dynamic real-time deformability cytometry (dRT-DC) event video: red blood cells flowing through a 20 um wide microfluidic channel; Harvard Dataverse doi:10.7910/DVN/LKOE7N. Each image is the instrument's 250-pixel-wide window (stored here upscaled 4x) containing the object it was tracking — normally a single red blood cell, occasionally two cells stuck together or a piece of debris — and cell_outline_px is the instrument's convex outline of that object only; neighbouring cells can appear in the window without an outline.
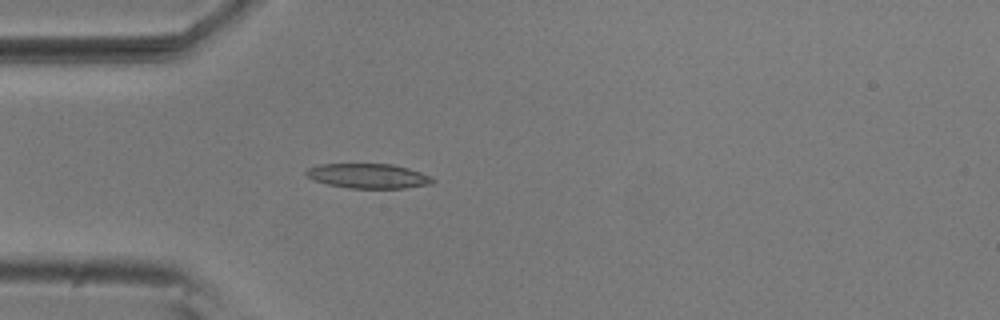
{"species": "common noctule bat (a hibernating species)", "species_latin": "Nyctalus noctula", "temperature_condition": "room temperature", "stored_images_in_passage": 4, "camera_frame_rate_fps": 3000, "um_per_image_px": 0.085, "animal": {"sex": "male", "body_mass_g": 20.5, "forearm_length_mm": 52.5}, "frame": {"image": 1, "passage_image": 4, "time_ms": 1.0, "image_size_px": [1000, 320], "cell_outline_px": [[436, 180], [432, 184], [404, 188], [348, 188], [328, 184], [316, 180], [308, 176], [304, 172], [308, 168], [320, 164], [392, 164], [408, 168], [420, 172]], "centroid_in_image_um": [31.32, 14.95], "position_along_channel_um": 53.7, "area_um2": 18.03}}